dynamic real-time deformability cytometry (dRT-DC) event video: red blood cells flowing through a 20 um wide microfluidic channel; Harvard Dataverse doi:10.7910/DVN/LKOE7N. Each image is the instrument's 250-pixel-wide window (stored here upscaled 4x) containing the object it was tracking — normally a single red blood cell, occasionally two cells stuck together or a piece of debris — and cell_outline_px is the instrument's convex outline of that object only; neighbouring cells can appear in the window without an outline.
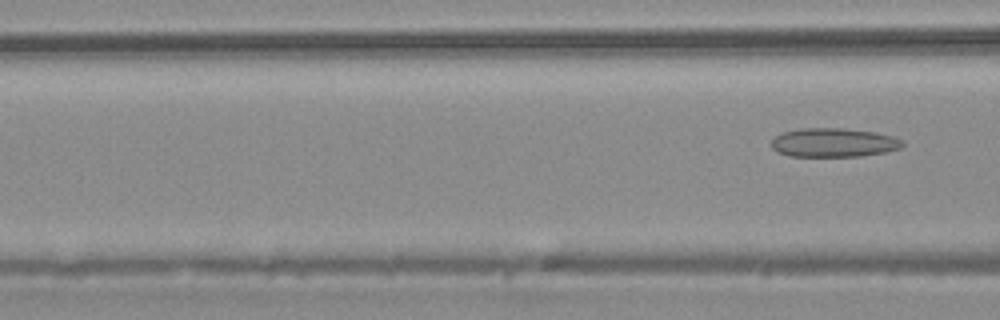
{"species": "common noctule bat (a hibernating species)", "species_latin": "Nyctalus noctula", "temperature_condition": "warm", "stored_images_in_passage": 8, "camera_frame_rate_fps": 3000, "um_per_image_px": 0.085, "animal": {"sex": "male", "body_mass_g": 20.4}, "frame": {"image": 1, "passage_image": 8, "time_ms": 2.333, "image_size_px": [1000, 320], "cell_outline_px": [[904, 144], [900, 148], [888, 152], [860, 156], [788, 156], [776, 152], [772, 148], [772, 140], [776, 136], [784, 132], [804, 128], [844, 128], [876, 132], [892, 136], [904, 140]], "centroid_in_image_um": [70.89, 12.12], "position_along_channel_um": 95.7, "area_um2": 22.2}}